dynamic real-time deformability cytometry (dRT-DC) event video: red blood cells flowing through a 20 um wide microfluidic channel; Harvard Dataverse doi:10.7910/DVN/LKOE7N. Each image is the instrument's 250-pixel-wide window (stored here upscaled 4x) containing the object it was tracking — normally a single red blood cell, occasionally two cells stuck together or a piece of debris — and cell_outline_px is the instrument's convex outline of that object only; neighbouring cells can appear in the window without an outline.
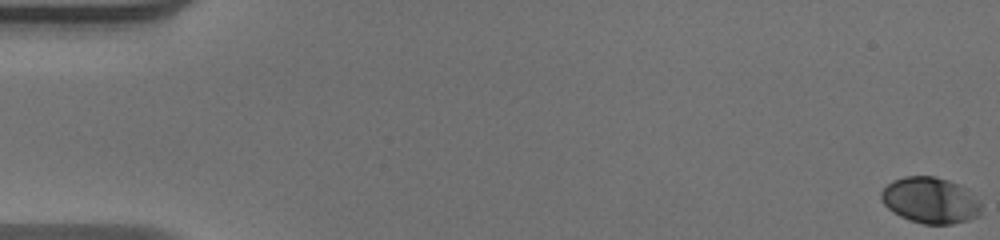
{"species": "human", "species_latin": "Homo sapiens", "temperature_condition": "warm", "stored_images_in_passage": 54, "camera_frame_rate_fps": 3000, "um_per_image_px": 0.085, "donor": {"sex": "male"}, "frame": {"image": 1, "passage_image": 1, "time_ms": 0.0, "image_size_px": [1000, 240], "cell_outline_px": [[980, 216], [968, 220], [952, 224], [924, 224], [900, 216], [892, 212], [880, 200], [880, 192], [892, 180], [904, 176], [936, 176], [960, 184], [968, 188], [980, 204]], "centroid_in_image_um": [79.07, 17.01], "position_along_channel_um": 5.9, "area_um2": 27.05}}
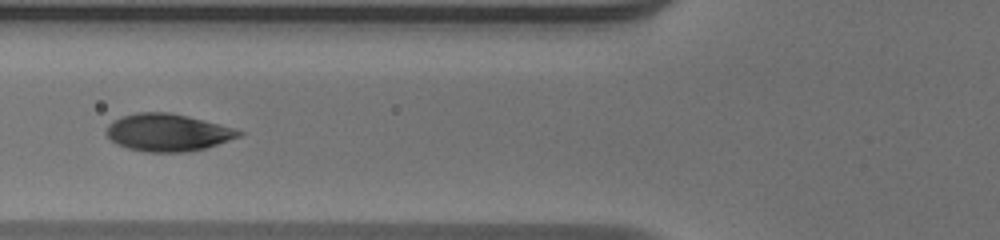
{"frame": {"image": 2, "passage_image": 22, "time_ms": 7.0, "image_size_px": [1000, 240], "cell_outline_px": [[244, 132], [240, 136], [204, 148], [188, 152], [148, 152], [128, 148], [116, 144], [104, 132], [108, 124], [112, 120], [120, 116], [136, 112], [168, 112], [188, 116], [204, 120], [232, 128]], "centroid_in_image_um": [14.18, 11.25], "position_along_channel_um": 111.6, "area_um2": 28.78}}
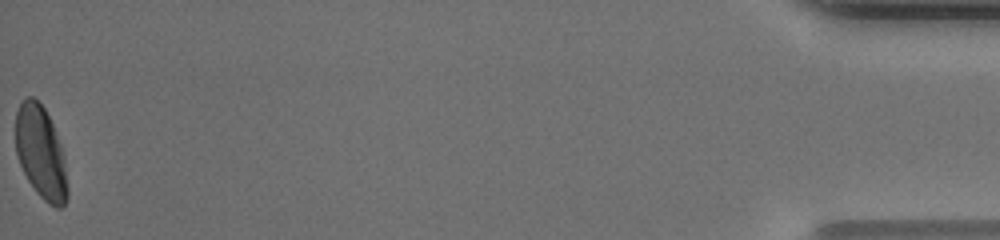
{"frame": {"image": 3, "passage_image": 54, "time_ms": 17.667, "image_size_px": [1000, 240], "cell_outline_px": [[68, 196], [64, 204], [60, 208], [56, 208], [48, 204], [36, 192], [28, 180], [20, 164], [16, 152], [16, 112], [20, 104], [28, 96], [32, 96], [44, 108], [52, 124], [60, 144], [64, 156], [68, 188]], "centroid_in_image_um": [3.48, 13.01], "position_along_channel_um": 431.7, "area_um2": 27.8}, "authors_computed_cell_mechanics": {"area_um2": 28.0908, "velocity_mm_per_s": 3.9246, "shape_relaxation_time_tau1_ms": 2.122, "shape_relaxation_time_tau2_ms": null, "deformation_change_tau1": 0.1407, "deformation_change_tau2": null}}